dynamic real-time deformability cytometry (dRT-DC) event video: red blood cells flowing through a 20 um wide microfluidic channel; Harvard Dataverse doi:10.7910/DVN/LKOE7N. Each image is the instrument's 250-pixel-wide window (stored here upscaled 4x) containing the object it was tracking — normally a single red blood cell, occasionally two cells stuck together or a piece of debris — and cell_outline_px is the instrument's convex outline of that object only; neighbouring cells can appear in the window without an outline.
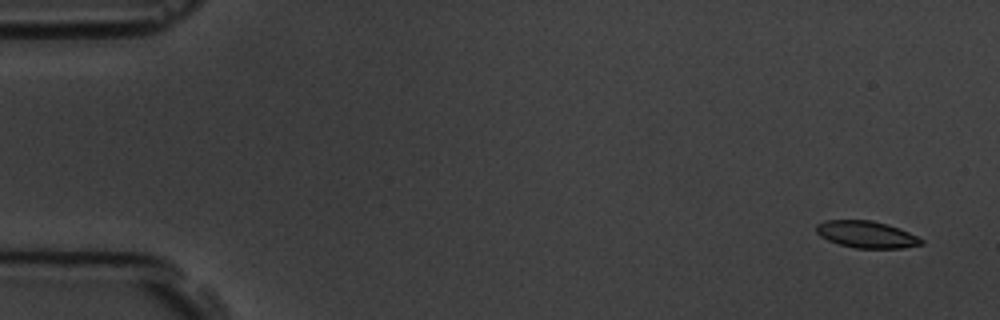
{"species": "common noctule bat (a hibernating species)", "species_latin": "Nyctalus noctula", "temperature_condition": "room temperature", "stored_images_in_passage": 6, "camera_frame_rate_fps": 3000, "um_per_image_px": 0.085, "animal": {"sex": "male", "body_mass_g": 19.5, "forearm_length_mm": 54.6}, "frame": {"image": 1, "passage_image": 1, "time_ms": 0.0, "image_size_px": [1000, 320], "cell_outline_px": [[924, 244], [904, 248], [856, 248], [840, 244], [828, 240], [820, 236], [816, 232], [816, 224], [824, 220], [872, 220], [888, 224], [908, 232], [924, 240]], "centroid_in_image_um": [73.65, 19.92], "position_along_channel_um": 11.4, "area_um2": 16.47}}
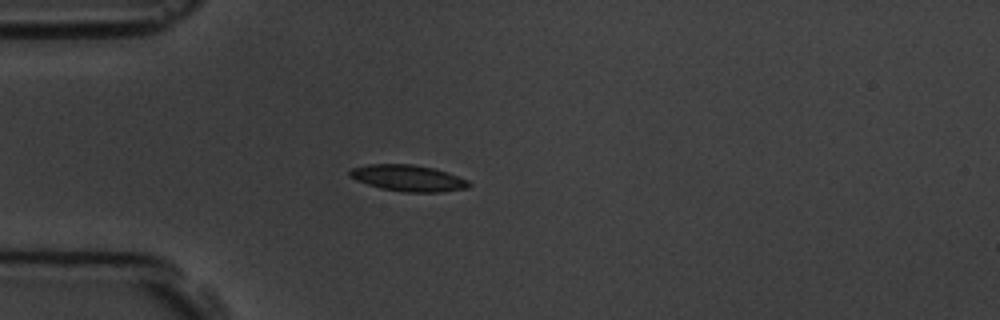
{"frame": {"image": 2, "passage_image": 5, "time_ms": 4.333, "image_size_px": [1000, 320], "cell_outline_px": [[472, 184], [468, 188], [440, 192], [404, 192], [380, 188], [356, 180], [348, 176], [348, 172], [352, 168], [368, 164], [412, 164], [432, 168], [448, 172], [468, 180]], "centroid_in_image_um": [34.69, 15.14], "position_along_channel_um": 50.3, "area_um2": 18.32}}